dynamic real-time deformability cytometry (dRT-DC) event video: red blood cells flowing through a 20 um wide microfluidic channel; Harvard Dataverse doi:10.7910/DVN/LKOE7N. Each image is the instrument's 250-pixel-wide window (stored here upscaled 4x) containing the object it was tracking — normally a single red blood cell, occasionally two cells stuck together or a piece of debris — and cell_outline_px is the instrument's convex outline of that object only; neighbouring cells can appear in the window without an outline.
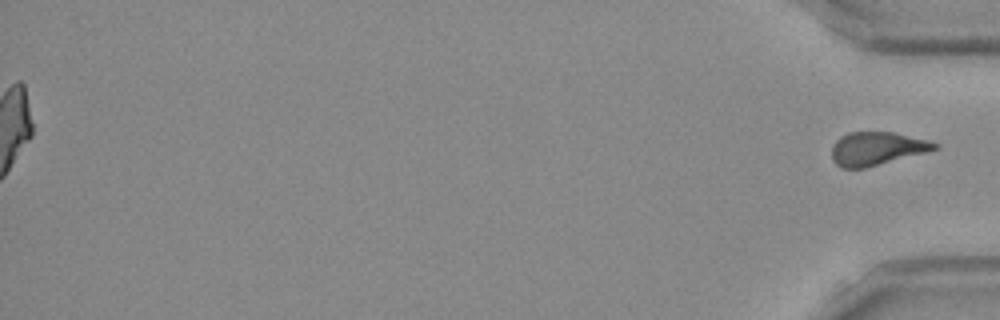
{"species": "Egyptian fruit bat (a non-hibernating species)", "species_latin": "Rousettus aegyptiacus", "temperature_condition": "room temperature", "stored_images_in_passage": 42, "segment_of_instrument_passage": [2, 2], "camera_frame_rate_fps": 3000, "um_per_image_px": 0.085, "frame": {"image": 1, "passage_image": 42, "time_ms": 13.667, "image_size_px": [1000, 320], "cell_outline_px": [[940, 148], [864, 168], [840, 168], [832, 160], [832, 144], [840, 136], [848, 132], [892, 132], [928, 140], [940, 144]], "centroid_in_image_um": [74.5, 12.62], "position_along_channel_um": 360.7, "area_um2": 19.88}}